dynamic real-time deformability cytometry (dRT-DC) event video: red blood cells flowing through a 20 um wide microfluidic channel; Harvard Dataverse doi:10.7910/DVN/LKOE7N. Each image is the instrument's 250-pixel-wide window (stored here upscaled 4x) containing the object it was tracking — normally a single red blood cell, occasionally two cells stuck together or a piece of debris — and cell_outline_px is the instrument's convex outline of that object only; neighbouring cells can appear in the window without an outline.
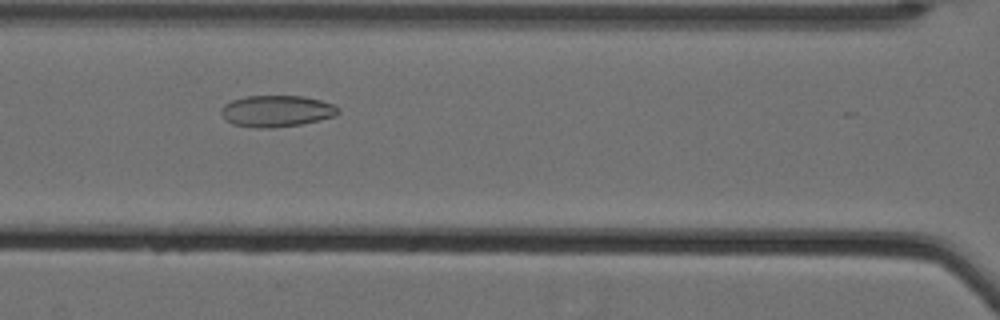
{"species": "Egyptian fruit bat (a non-hibernating species)", "species_latin": "Rousettus aegyptiacus", "temperature_condition": "cold", "stored_images_in_passage": 37, "camera_frame_rate_fps": 3000, "um_per_image_px": 0.085, "animal": {"sex": "female"}, "frame": {"image": 1, "passage_image": 23, "time_ms": 7.333, "image_size_px": [1000, 320], "cell_outline_px": [[340, 112], [336, 116], [320, 120], [300, 124], [272, 128], [256, 128], [232, 124], [224, 120], [220, 112], [220, 108], [224, 104], [232, 100], [244, 96], [304, 96], [320, 100], [332, 104], [340, 108]], "centroid_in_image_um": [23.48, 9.44], "position_along_channel_um": 143.1, "area_um2": 21.73}}
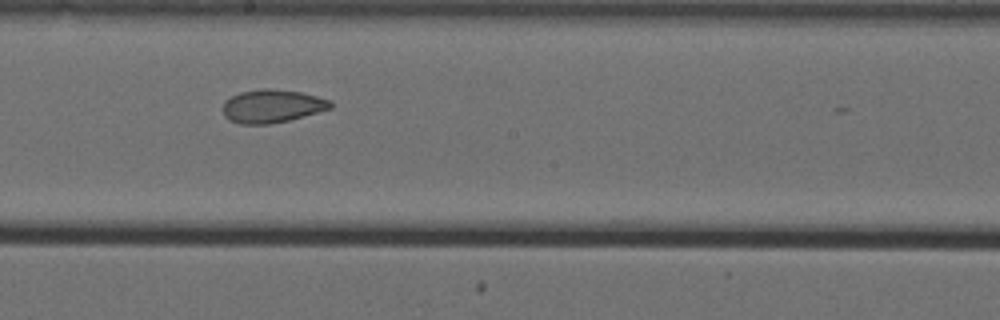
{"frame": {"image": 2, "passage_image": 30, "time_ms": 9.667, "image_size_px": [1000, 320], "cell_outline_px": [[332, 108], [288, 120], [268, 124], [240, 124], [228, 120], [224, 116], [224, 100], [240, 92], [264, 88], [268, 88], [300, 92], [316, 96], [328, 100], [332, 104]], "centroid_in_image_um": [23.09, 9.02], "position_along_channel_um": 225.1, "area_um2": 20.58}}
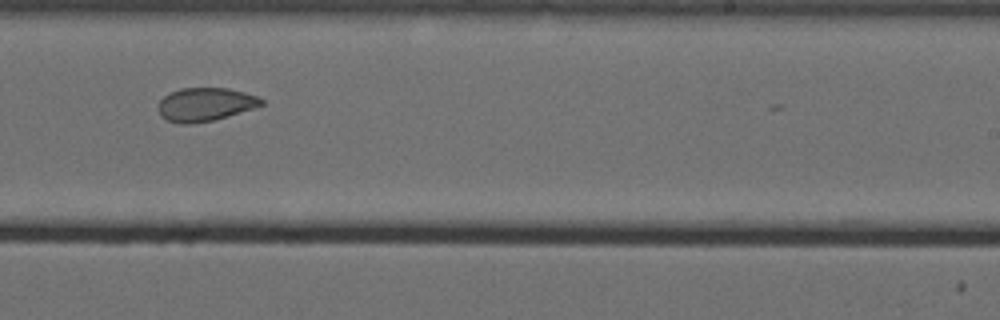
{"frame": {"image": 3, "passage_image": 34, "time_ms": 11.0, "image_size_px": [1000, 320], "cell_outline_px": [[264, 104], [256, 108], [212, 120], [188, 124], [180, 124], [168, 120], [160, 116], [160, 100], [164, 96], [180, 88], [228, 88], [244, 92], [256, 96], [264, 100]], "centroid_in_image_um": [17.48, 8.87], "position_along_channel_um": 271.5, "area_um2": 19.88}}